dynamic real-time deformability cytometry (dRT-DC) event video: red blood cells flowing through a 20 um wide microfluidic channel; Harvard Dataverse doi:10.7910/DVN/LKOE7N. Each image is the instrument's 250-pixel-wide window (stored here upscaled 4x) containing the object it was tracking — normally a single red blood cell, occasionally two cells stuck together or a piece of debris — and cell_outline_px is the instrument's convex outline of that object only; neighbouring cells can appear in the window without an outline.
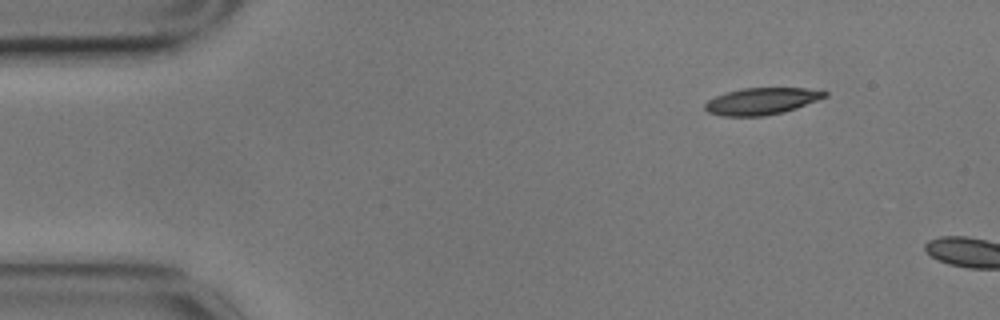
{"species": "common noctule bat (a hibernating species)", "species_latin": "Nyctalus noctula", "temperature_condition": "cold", "stored_images_in_passage": 4, "camera_frame_rate_fps": 3000, "um_per_image_px": 0.085, "animal": {"sex": "male", "body_mass_g": 17.9}, "frame": {"image": 1, "passage_image": 1, "time_ms": 0.0, "image_size_px": [1000, 320], "cell_outline_px": [[828, 96], [796, 108], [784, 112], [764, 116], [724, 116], [708, 112], [704, 108], [704, 104], [708, 100], [716, 96], [728, 92], [744, 88], [804, 88], [828, 92]], "centroid_in_image_um": [64.73, 8.6], "position_along_channel_um": 20.3, "area_um2": 18.55}}